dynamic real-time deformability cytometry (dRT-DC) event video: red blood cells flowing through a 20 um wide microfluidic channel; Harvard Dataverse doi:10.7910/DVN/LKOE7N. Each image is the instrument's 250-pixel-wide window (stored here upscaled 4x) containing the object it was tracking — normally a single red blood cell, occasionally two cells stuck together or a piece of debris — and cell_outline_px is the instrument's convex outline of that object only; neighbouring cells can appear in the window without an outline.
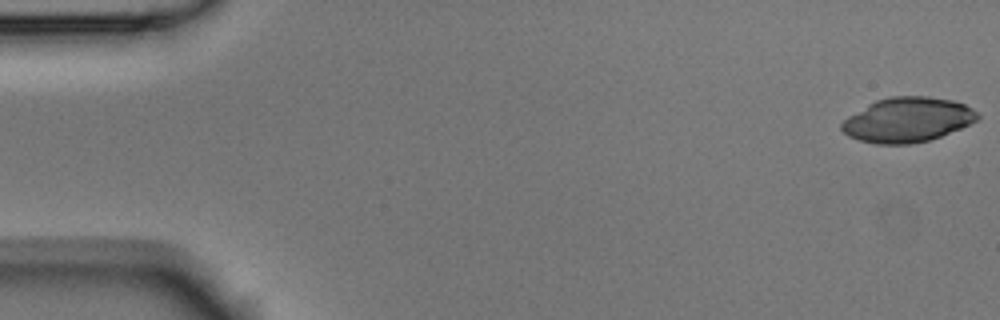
{"species": "Egyptian fruit bat (a non-hibernating species)", "species_latin": "Rousettus aegyptiacus", "temperature_condition": "room temperature", "stored_images_in_passage": 3, "camera_frame_rate_fps": 3000, "um_per_image_px": 0.085, "animal": {"sex": "male"}, "frame": {"image": 1, "passage_image": 1, "time_ms": 0.0, "image_size_px": [1000, 320], "cell_outline_px": [[980, 120], [940, 136], [928, 140], [912, 144], [876, 144], [860, 140], [848, 136], [840, 128], [840, 124], [848, 116], [868, 104], [876, 100], [888, 96], [928, 96], [952, 100], [964, 104], [972, 108], [980, 116]], "centroid_in_image_um": [77.13, 10.18], "position_along_channel_um": 7.9, "area_um2": 35.43}}